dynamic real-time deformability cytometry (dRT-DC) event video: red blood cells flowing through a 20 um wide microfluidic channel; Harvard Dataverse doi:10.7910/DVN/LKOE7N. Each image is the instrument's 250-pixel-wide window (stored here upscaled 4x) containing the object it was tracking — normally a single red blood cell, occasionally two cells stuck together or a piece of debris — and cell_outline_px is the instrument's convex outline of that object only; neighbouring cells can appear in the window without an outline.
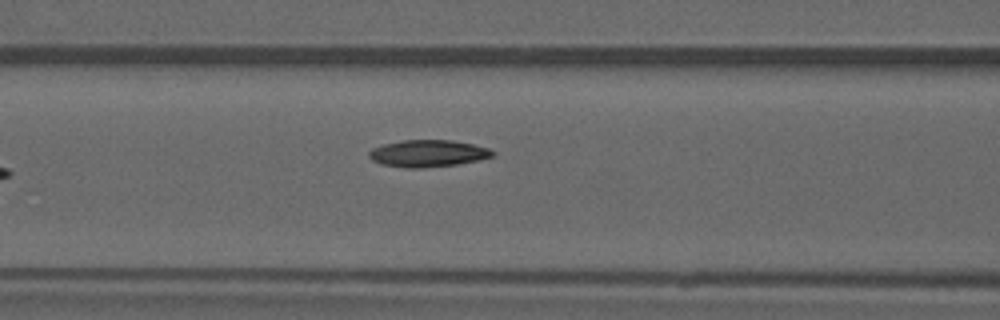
{"species": "common noctule bat (a hibernating species)", "species_latin": "Nyctalus noctula", "temperature_condition": "warm", "stored_images_in_passage": 7, "camera_frame_rate_fps": 3000, "um_per_image_px": 0.085, "animal": {"sex": "male", "forearm_length_mm": 52.5}, "frame": {"image": 1, "passage_image": 6, "time_ms": 6.0, "image_size_px": [1000, 320], "cell_outline_px": [[496, 152], [492, 156], [476, 160], [456, 164], [420, 168], [404, 168], [380, 164], [372, 160], [368, 156], [368, 152], [372, 148], [384, 144], [400, 140], [452, 140], [472, 144], [488, 148]], "centroid_in_image_um": [36.32, 13.04], "position_along_channel_um": 130.3, "area_um2": 19.36}}